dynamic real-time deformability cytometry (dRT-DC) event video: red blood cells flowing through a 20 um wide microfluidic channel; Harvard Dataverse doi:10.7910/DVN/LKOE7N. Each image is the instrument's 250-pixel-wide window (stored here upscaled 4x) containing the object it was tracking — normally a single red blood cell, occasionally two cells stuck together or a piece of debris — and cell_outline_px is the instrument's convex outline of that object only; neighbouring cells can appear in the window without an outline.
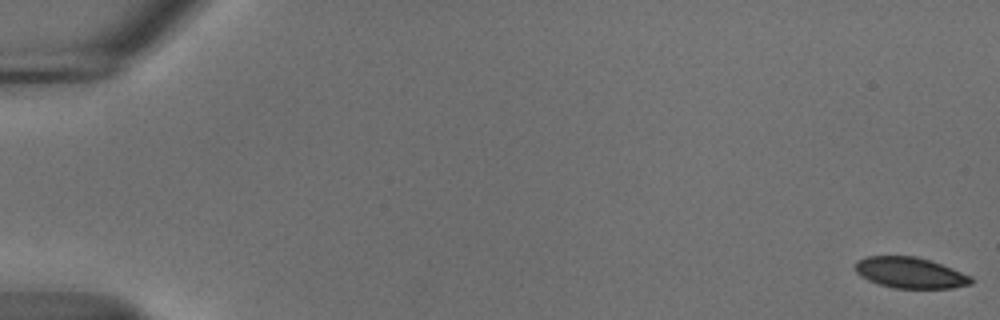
{"species": "common noctule bat (a hibernating species)", "species_latin": "Nyctalus noctula", "temperature_condition": "cold", "stored_images_in_passage": 56, "camera_frame_rate_fps": 3000, "um_per_image_px": 0.085, "animal": {"sex": "male", "body_mass_g": 18.8}, "frame": {"image": 1, "passage_image": 1, "time_ms": 0.0, "image_size_px": [1000, 320], "cell_outline_px": [[972, 284], [952, 288], [896, 288], [880, 284], [868, 280], [860, 276], [856, 272], [856, 260], [864, 256], [916, 256], [952, 268], [972, 276]], "centroid_in_image_um": [77.35, 23.18], "position_along_channel_um": 7.6, "area_um2": 20.81}}
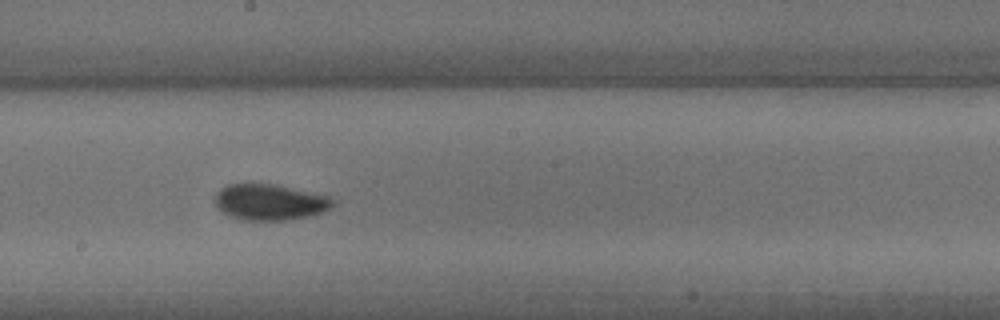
{"frame": {"image": 2, "passage_image": 32, "time_ms": 10.333, "image_size_px": [1000, 320], "cell_outline_px": [[332, 208], [324, 212], [308, 216], [288, 220], [244, 220], [228, 216], [216, 208], [216, 192], [220, 188], [228, 184], [276, 184], [328, 196], [332, 200]], "centroid_in_image_um": [22.9, 17.19], "position_along_channel_um": 225.3, "area_um2": 24.74}}
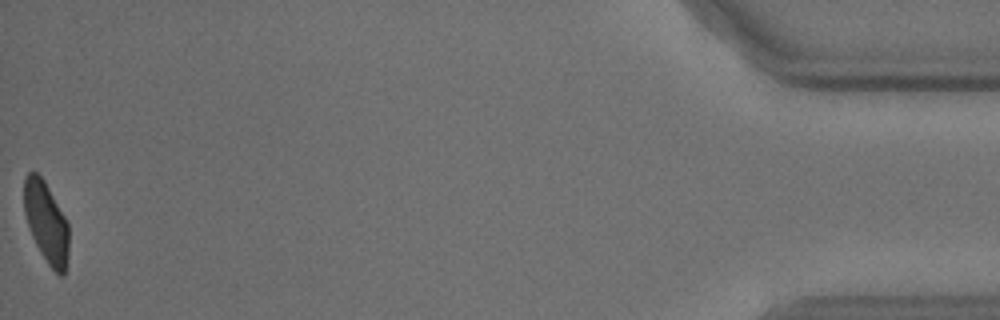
{"frame": {"image": 3, "passage_image": 56, "time_ms": 18.333, "image_size_px": [1000, 320], "cell_outline_px": [[68, 256], [64, 276], [60, 276], [48, 264], [40, 252], [32, 236], [24, 212], [24, 176], [28, 172], [36, 172], [44, 180], [64, 216], [68, 224]], "centroid_in_image_um": [3.92, 18.9], "position_along_channel_um": 431.3, "area_um2": 20.92}, "authors_computed_cell_mechanics": {"area_um2": 22.831, "velocity_mm_per_s": 3.6844, "shape_relaxation_time_tau1_ms": 4.3322, "shape_relaxation_time_tau2_ms": 2.5701, "deformation_change_tau1": 0.1038, "deformation_change_tau2": 0.0562}}